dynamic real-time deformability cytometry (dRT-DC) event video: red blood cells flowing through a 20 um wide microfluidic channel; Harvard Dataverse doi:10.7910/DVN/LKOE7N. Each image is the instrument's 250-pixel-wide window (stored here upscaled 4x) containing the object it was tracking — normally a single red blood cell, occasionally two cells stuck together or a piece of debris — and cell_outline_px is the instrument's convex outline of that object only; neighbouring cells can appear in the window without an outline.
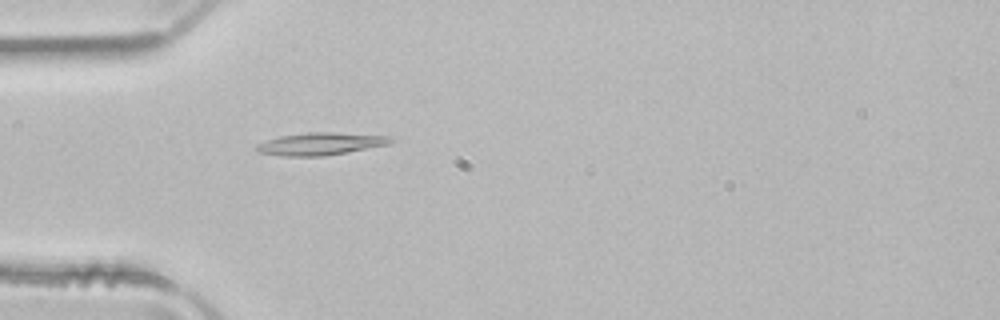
{"species": "common noctule bat (a hibernating species)", "species_latin": "Nyctalus noctula", "temperature_condition": "room temperature", "stored_images_in_passage": 51, "camera_frame_rate_fps": 3000, "um_per_image_px": 0.085, "animal": {"sex": "male", "body_mass_g": 21.5, "forearm_length_mm": 52.0}, "frame": {"image": 1, "passage_image": 15, "time_ms": 4.667, "image_size_px": [1000, 320], "cell_outline_px": [[396, 140], [388, 144], [324, 156], [280, 156], [260, 152], [256, 148], [256, 144], [280, 136], [308, 132], [336, 132], [392, 136]], "centroid_in_image_um": [27.27, 12.21], "position_along_channel_um": 57.7, "area_um2": 17.46}}
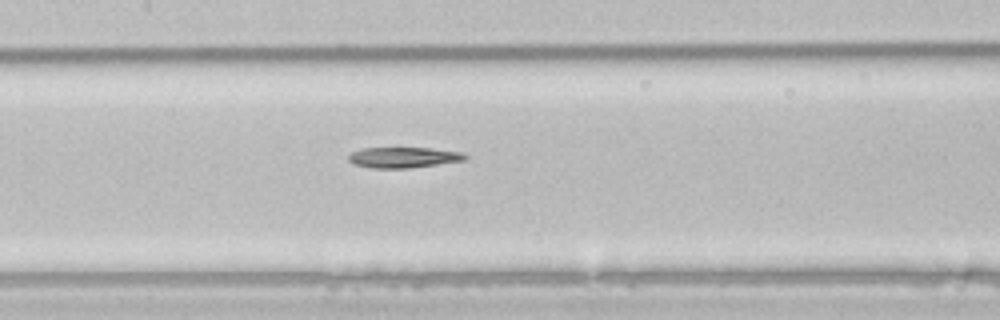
{"frame": {"image": 2, "passage_image": 24, "time_ms": 7.667, "image_size_px": [1000, 320], "cell_outline_px": [[468, 156], [464, 160], [408, 168], [372, 168], [352, 164], [348, 160], [348, 156], [352, 152], [360, 148], [432, 148], [464, 152]], "centroid_in_image_um": [34.27, 13.37], "position_along_channel_um": 173.1, "area_um2": 14.05}}
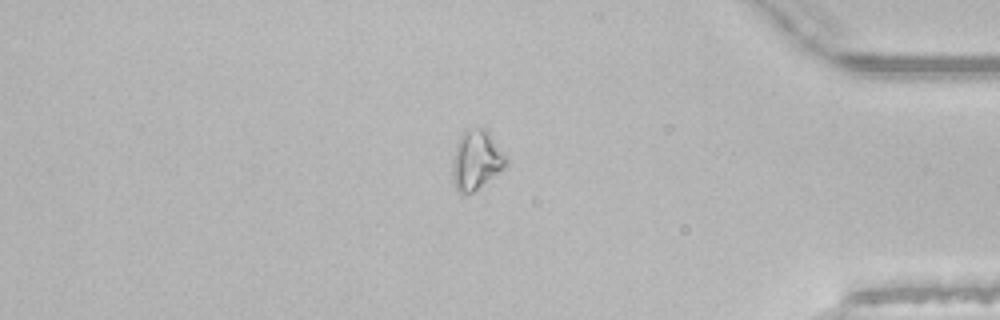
{"frame": {"image": 3, "passage_image": 43, "time_ms": 14.0, "image_size_px": [1000, 320], "cell_outline_px": [[508, 164], [504, 168], [472, 192], [464, 196], [456, 188], [452, 180], [452, 156], [456, 144], [464, 128], [488, 128], [508, 156]], "centroid_in_image_um": [40.5, 13.55], "position_along_channel_um": 394.7, "area_um2": 19.13}}